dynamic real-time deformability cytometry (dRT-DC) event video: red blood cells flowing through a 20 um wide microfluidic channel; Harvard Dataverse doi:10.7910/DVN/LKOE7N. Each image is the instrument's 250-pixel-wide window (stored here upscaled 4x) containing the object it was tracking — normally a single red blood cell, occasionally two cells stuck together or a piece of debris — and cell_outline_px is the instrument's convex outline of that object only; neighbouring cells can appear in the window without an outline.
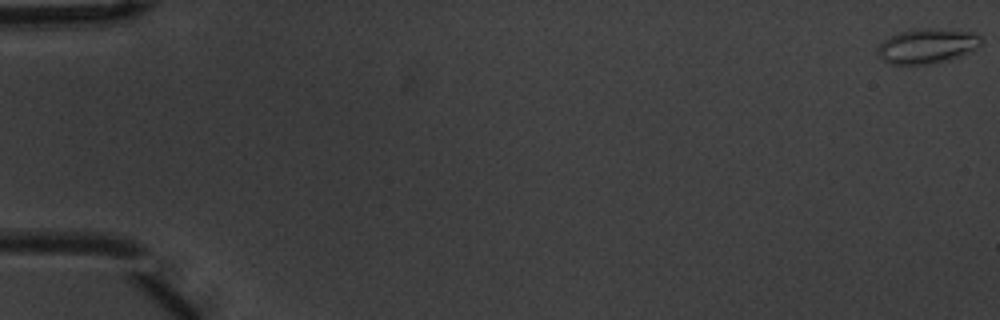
{"species": "common noctule bat (a hibernating species)", "species_latin": "Nyctalus noctula", "temperature_condition": "warm", "stored_images_in_passage": 7, "camera_frame_rate_fps": 3000, "um_per_image_px": 0.085, "animal": {"sex": "male", "body_mass_g": 20.1, "forearm_length_mm": 53.5}, "frame": {"image": 1, "passage_image": 1, "time_ms": 0.0, "image_size_px": [1000, 320], "cell_outline_px": [[984, 40], [976, 48], [960, 56], [932, 64], [892, 64], [880, 60], [876, 52], [876, 48], [884, 40], [896, 32], [920, 28], [928, 28], [976, 32]], "centroid_in_image_um": [78.77, 3.9], "position_along_channel_um": 6.2, "area_um2": 21.21}}
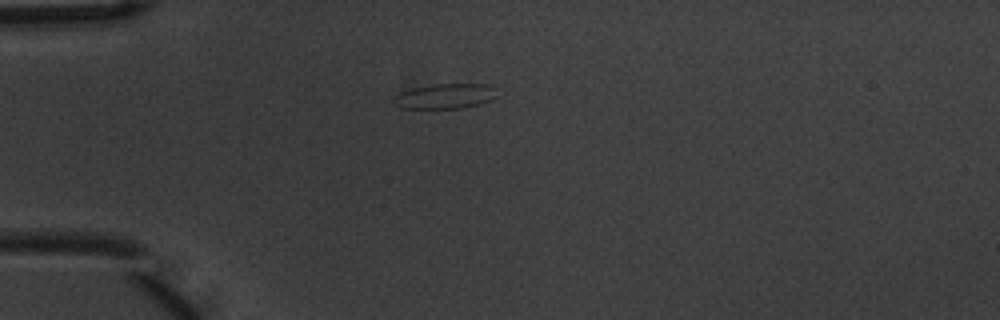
{"frame": {"image": 2, "passage_image": 5, "time_ms": 1.333, "image_size_px": [1000, 320], "cell_outline_px": [[500, 96], [492, 100], [480, 104], [464, 108], [400, 108], [392, 104], [392, 100], [400, 92], [412, 88], [436, 84], [492, 84]], "centroid_in_image_um": [37.89, 8.18], "position_along_channel_um": 47.1, "area_um2": 15.37}}
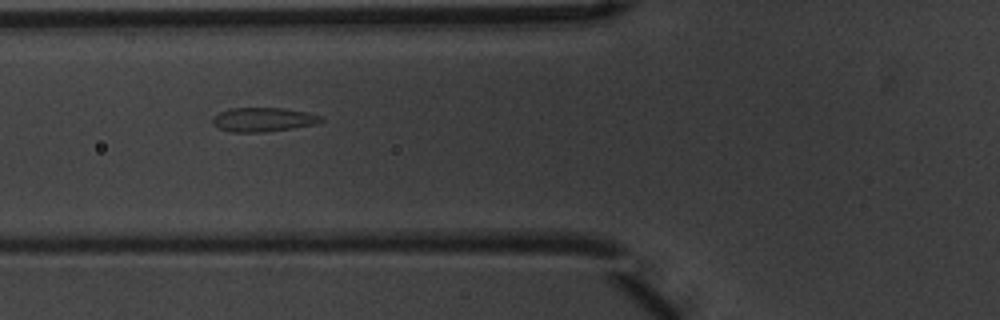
{"frame": {"image": 3, "passage_image": 7, "time_ms": 2.0, "image_size_px": [1000, 320], "cell_outline_px": [[324, 120], [312, 124], [292, 128], [264, 132], [228, 132], [212, 124], [212, 116], [228, 108], [284, 108], [324, 116]], "centroid_in_image_um": [22.32, 10.16], "position_along_channel_um": 103.5, "area_um2": 15.2}}